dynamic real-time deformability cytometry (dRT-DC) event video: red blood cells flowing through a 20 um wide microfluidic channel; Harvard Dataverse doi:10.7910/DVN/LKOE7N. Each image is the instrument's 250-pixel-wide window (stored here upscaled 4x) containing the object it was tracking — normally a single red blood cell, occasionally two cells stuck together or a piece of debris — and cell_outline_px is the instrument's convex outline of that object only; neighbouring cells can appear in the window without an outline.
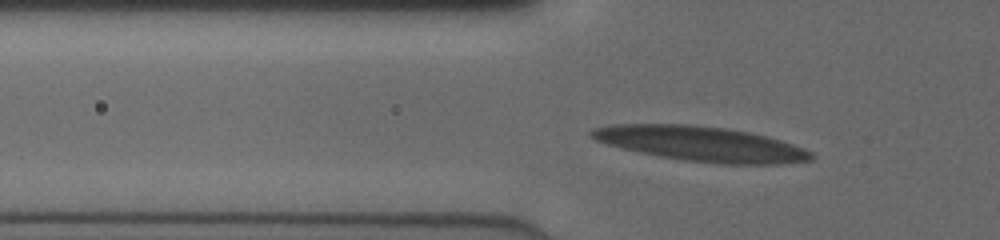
{"species": "human", "species_latin": "Homo sapiens", "temperature_condition": "cold", "stored_images_in_passage": 44, "camera_frame_rate_fps": 3000, "um_per_image_px": 0.085, "donor": {"sex": "male"}, "frame": {"image": 1, "passage_image": 11, "time_ms": 3.333, "image_size_px": [1000, 240], "cell_outline_px": [[816, 156], [812, 160], [780, 164], [724, 164], [684, 160], [660, 156], [640, 152], [608, 144], [596, 140], [588, 136], [588, 132], [592, 128], [612, 124], [688, 124], [724, 128], [748, 132], [768, 136], [804, 148], [812, 152]], "centroid_in_image_um": [59.6, 12.22], "position_along_channel_um": 66.2, "area_um2": 44.56}}
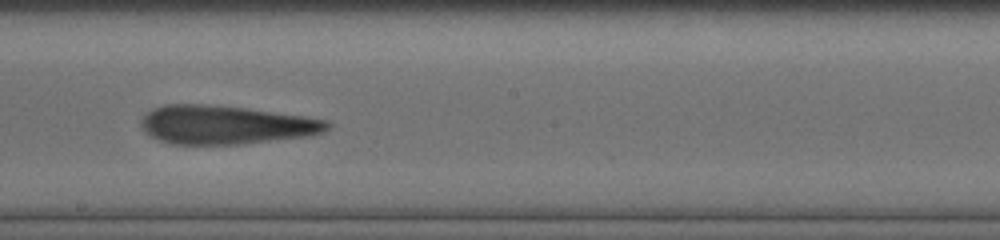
{"frame": {"image": 2, "passage_image": 23, "time_ms": 7.333, "image_size_px": [1000, 240], "cell_outline_px": [[332, 124], [324, 132], [312, 136], [240, 144], [168, 144], [144, 132], [140, 128], [140, 120], [152, 108], [164, 104], [200, 104], [244, 108], [304, 116], [328, 120]], "centroid_in_image_um": [19.18, 10.62], "position_along_channel_um": 229.0, "area_um2": 42.08}}
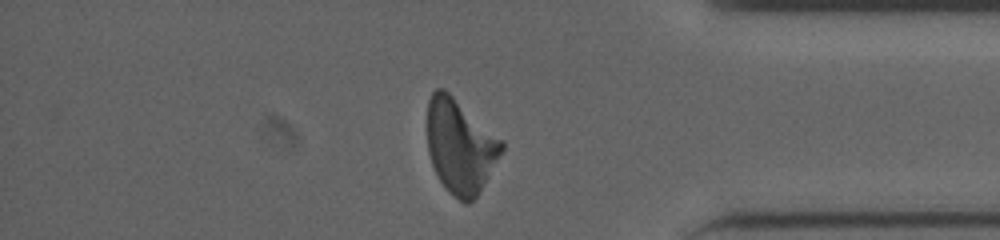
{"frame": {"image": 3, "passage_image": 36, "time_ms": 11.667, "image_size_px": [1000, 240], "cell_outline_px": [[504, 148], [480, 192], [468, 204], [464, 204], [448, 192], [444, 188], [432, 164], [428, 152], [428, 100], [432, 92], [436, 88], [444, 88], [504, 140]], "centroid_in_image_um": [39.13, 12.43], "position_along_channel_um": 396.1, "area_um2": 40.86}}